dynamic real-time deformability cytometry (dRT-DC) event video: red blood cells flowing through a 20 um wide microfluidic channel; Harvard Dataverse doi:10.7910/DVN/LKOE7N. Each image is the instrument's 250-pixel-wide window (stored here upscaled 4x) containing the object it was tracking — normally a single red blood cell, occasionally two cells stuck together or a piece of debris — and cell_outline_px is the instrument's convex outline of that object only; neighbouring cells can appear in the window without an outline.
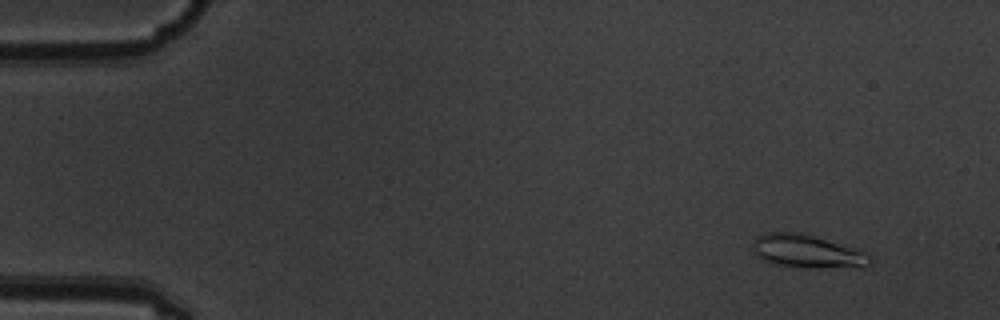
{"species": "common noctule bat (a hibernating species)", "species_latin": "Nyctalus noctula", "temperature_condition": "warm", "stored_images_in_passage": 6, "camera_frame_rate_fps": 3000, "um_per_image_px": 0.085, "animal": {"sex": "male", "body_mass_g": 19.5, "forearm_length_mm": 54.6}, "frame": {"image": 1, "passage_image": 2, "time_ms": 0.333, "image_size_px": [1000, 320], "cell_outline_px": [[872, 260], [864, 268], [808, 268], [772, 264], [756, 256], [752, 252], [752, 240], [756, 236], [764, 232], [796, 232], [812, 236], [868, 252], [872, 256]], "centroid_in_image_um": [68.6, 21.39], "position_along_channel_um": 16.4, "area_um2": 23.12}}
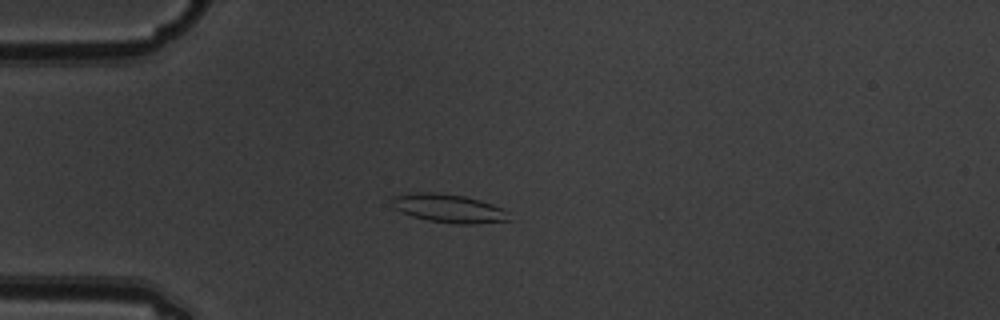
{"frame": {"image": 2, "passage_image": 5, "time_ms": 1.333, "image_size_px": [1000, 320], "cell_outline_px": [[512, 220], [476, 224], [452, 224], [428, 220], [412, 216], [400, 212], [388, 200], [392, 196], [408, 192], [436, 192], [464, 196], [480, 200], [504, 208]], "centroid_in_image_um": [38.11, 17.7], "position_along_channel_um": 46.9, "area_um2": 19.83}}
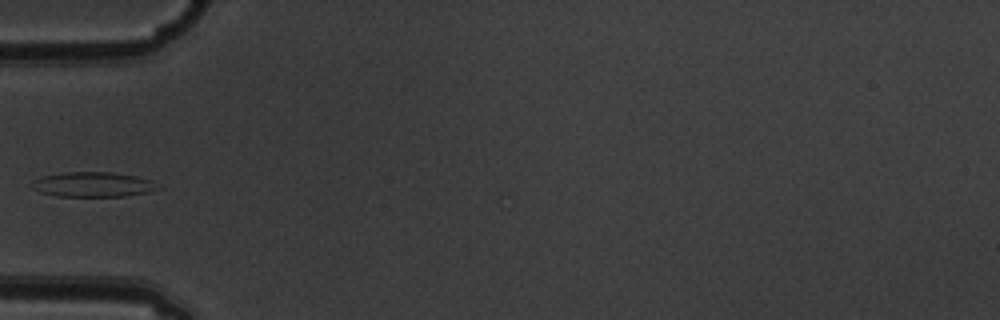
{"frame": {"image": 3, "passage_image": 6, "time_ms": 1.667, "image_size_px": [1000, 320], "cell_outline_px": [[160, 188], [148, 192], [124, 196], [56, 196], [40, 192], [32, 188], [28, 184], [32, 180], [40, 176], [64, 172], [112, 172], [136, 176], [152, 180]], "centroid_in_image_um": [7.84, 15.67], "position_along_channel_um": 77.2, "area_um2": 18.44}}